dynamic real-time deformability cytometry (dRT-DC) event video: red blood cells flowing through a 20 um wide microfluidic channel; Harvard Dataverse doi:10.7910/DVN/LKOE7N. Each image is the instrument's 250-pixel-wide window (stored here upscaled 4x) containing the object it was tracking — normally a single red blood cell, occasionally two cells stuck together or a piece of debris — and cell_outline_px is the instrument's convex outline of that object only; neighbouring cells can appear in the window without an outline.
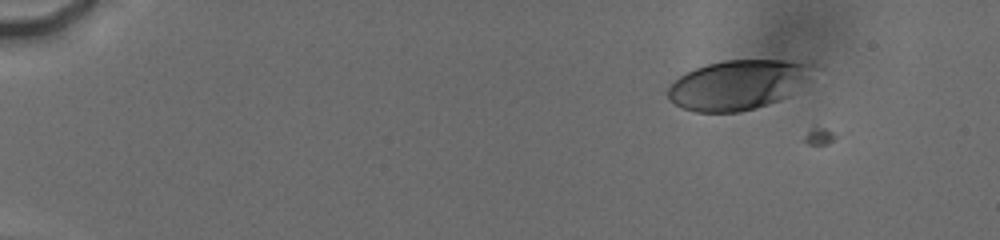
{"species": "human", "species_latin": "Homo sapiens", "temperature_condition": "cold", "stored_images_in_passage": 12, "camera_frame_rate_fps": 3000, "um_per_image_px": 0.085, "donor": {"sex": "male"}, "frame": {"image": 1, "passage_image": 2, "time_ms": 0.333, "image_size_px": [1000, 240], "cell_outline_px": [[804, 64], [788, 96], [740, 112], [696, 112], [684, 108], [676, 104], [668, 96], [668, 88], [680, 76], [696, 68], [708, 64], [724, 60], [784, 60]], "centroid_in_image_um": [62.43, 7.23], "position_along_channel_um": 22.6, "area_um2": 39.07}}